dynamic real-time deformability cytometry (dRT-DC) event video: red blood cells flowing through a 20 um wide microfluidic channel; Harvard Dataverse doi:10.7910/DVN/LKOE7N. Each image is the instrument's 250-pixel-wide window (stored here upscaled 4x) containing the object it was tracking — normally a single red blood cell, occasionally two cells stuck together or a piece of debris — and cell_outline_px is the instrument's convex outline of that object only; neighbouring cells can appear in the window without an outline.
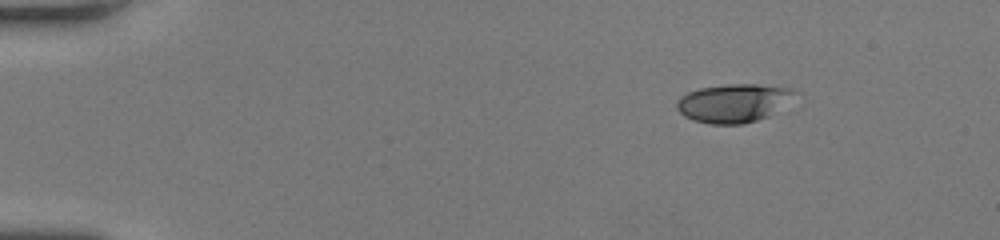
{"species": "human", "species_latin": "Homo sapiens", "temperature_condition": "room temperature", "stored_images_in_passage": 44, "camera_frame_rate_fps": 3000, "um_per_image_px": 0.085, "donor": {"sex": "female"}, "frame": {"image": 1, "passage_image": 1, "time_ms": 0.0, "image_size_px": [1000, 240], "cell_outline_px": [[800, 92], [768, 116], [744, 124], [708, 124], [692, 120], [684, 116], [676, 108], [676, 100], [680, 96], [688, 92], [700, 88], [728, 84], [756, 84], [796, 88]], "centroid_in_image_um": [62.34, 8.75], "position_along_channel_um": 22.7, "area_um2": 26.59}}
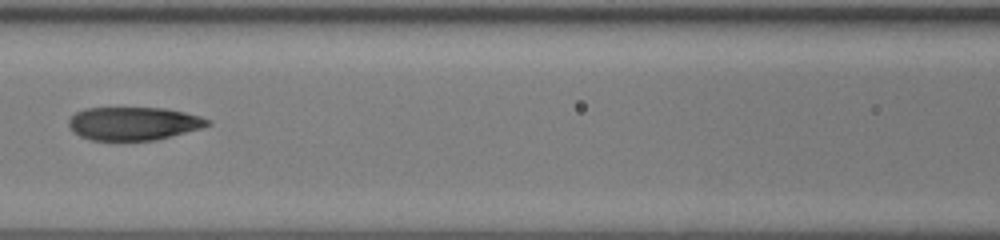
{"frame": {"image": 2, "passage_image": 18, "time_ms": 5.667, "image_size_px": [1000, 240], "cell_outline_px": [[212, 124], [200, 128], [156, 140], [92, 140], [80, 136], [68, 124], [68, 120], [76, 112], [84, 108], [164, 108], [184, 112], [200, 116], [212, 120]], "centroid_in_image_um": [11.37, 10.49], "position_along_channel_um": 155.2, "area_um2": 26.7}}
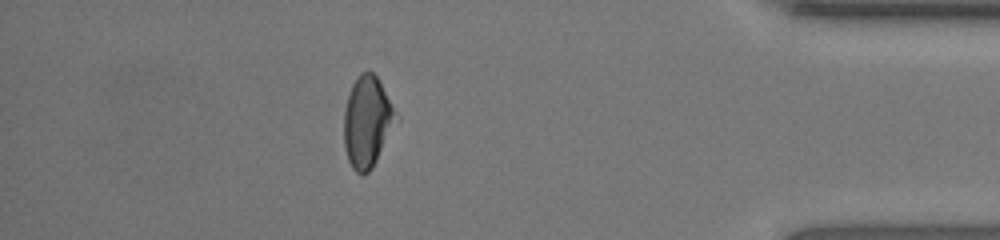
{"frame": {"image": 3, "passage_image": 38, "time_ms": 12.333, "image_size_px": [1000, 240], "cell_outline_px": [[400, 120], [372, 168], [368, 172], [356, 172], [352, 168], [348, 160], [344, 148], [344, 112], [348, 96], [352, 84], [356, 76], [360, 72], [372, 72], [376, 76], [400, 116]], "centroid_in_image_um": [31.25, 10.35], "position_along_channel_um": 403.9, "area_um2": 27.98}, "authors_computed_cell_mechanics": {"area_um2": 28.0908, "velocity_mm_per_s": 4.2874, "shape_relaxation_time_tau1_ms": 4.2753, "shape_relaxation_time_tau2_ms": 1.4395, "deformation_change_tau1": 0.1646, "deformation_change_tau2": 0.0716}}